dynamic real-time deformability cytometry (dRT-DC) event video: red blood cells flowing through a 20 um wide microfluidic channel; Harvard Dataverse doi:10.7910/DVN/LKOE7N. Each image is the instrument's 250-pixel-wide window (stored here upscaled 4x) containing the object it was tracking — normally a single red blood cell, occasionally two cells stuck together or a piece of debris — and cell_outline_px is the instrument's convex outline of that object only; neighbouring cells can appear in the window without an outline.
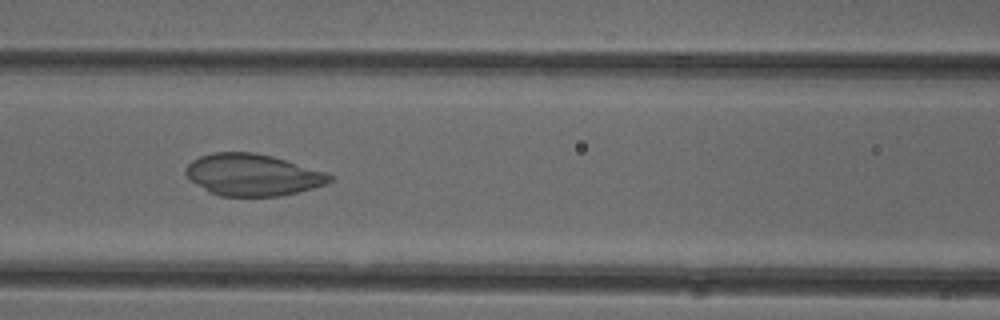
{"species": "common noctule bat (a hibernating species)", "species_latin": "Nyctalus noctula", "temperature_condition": "cold", "stored_images_in_passage": 50, "camera_frame_rate_fps": 3000, "um_per_image_px": 0.085, "animal": {"sex": "female"}, "frame": {"image": 1, "passage_image": 21, "time_ms": 6.667, "image_size_px": [1000, 320], "cell_outline_px": [[332, 180], [324, 184], [312, 188], [280, 196], [220, 196], [208, 192], [192, 180], [184, 172], [188, 164], [192, 160], [200, 156], [212, 152], [252, 152], [272, 156], [324, 172], [332, 176]], "centroid_in_image_um": [21.43, 14.86], "position_along_channel_um": 145.2, "area_um2": 34.62}}
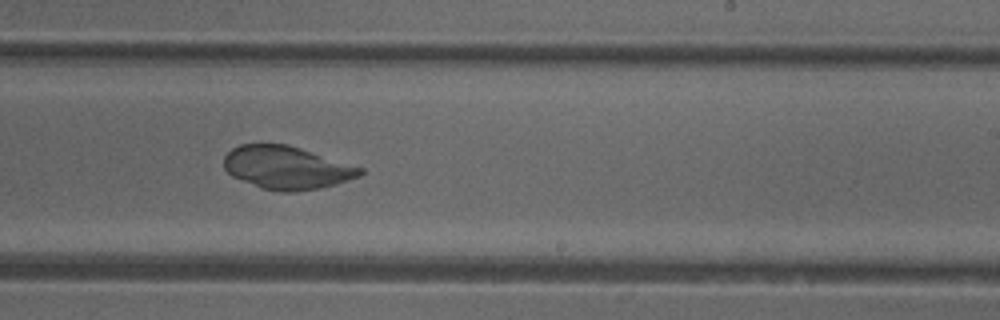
{"frame": {"image": 2, "passage_image": 30, "time_ms": 9.667, "image_size_px": [1000, 320], "cell_outline_px": [[364, 172], [360, 176], [320, 188], [292, 192], [284, 192], [260, 188], [232, 176], [224, 168], [224, 156], [232, 148], [240, 144], [288, 144], [364, 168]], "centroid_in_image_um": [24.35, 14.24], "position_along_channel_um": 264.6, "area_um2": 34.04}}
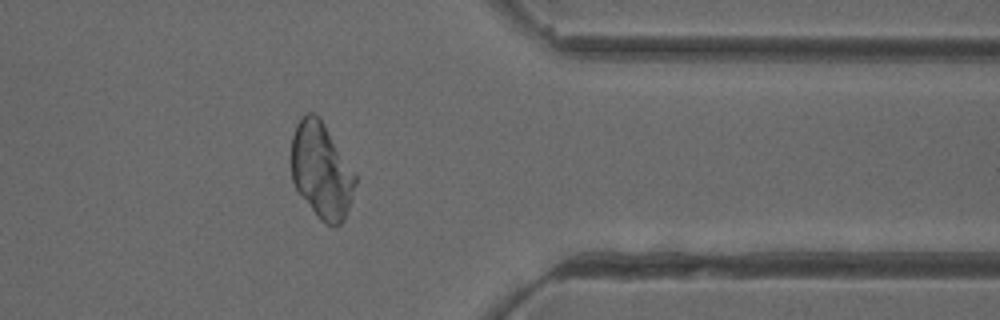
{"frame": {"image": 3, "passage_image": 40, "time_ms": 13.0, "image_size_px": [1000, 320], "cell_outline_px": [[356, 184], [344, 220], [340, 224], [324, 224], [316, 216], [296, 188], [292, 180], [292, 136], [296, 124], [300, 116], [304, 112], [316, 112], [320, 116], [356, 172]], "centroid_in_image_um": [27.33, 14.43], "position_along_channel_um": 384.1, "area_um2": 36.07}}